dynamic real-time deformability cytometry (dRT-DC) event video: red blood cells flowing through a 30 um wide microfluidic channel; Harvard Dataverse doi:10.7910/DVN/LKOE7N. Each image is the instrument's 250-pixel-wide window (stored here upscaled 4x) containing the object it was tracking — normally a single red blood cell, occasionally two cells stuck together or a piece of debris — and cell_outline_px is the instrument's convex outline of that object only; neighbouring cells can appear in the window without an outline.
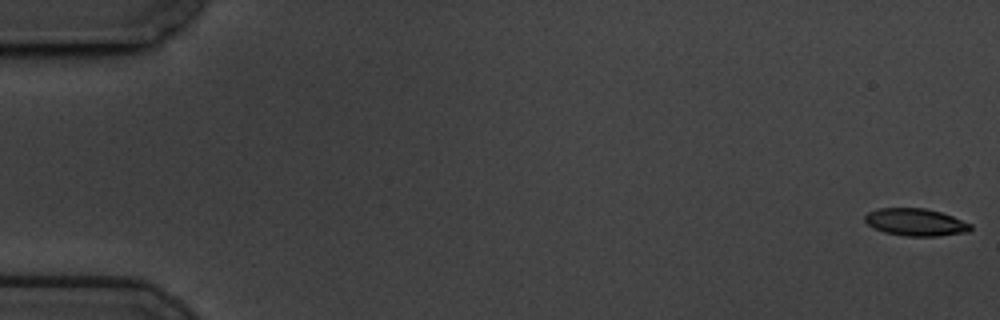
{"species": "common noctule bat (a hibernating species)", "species_latin": "Nyctalus noctula", "temperature_condition": "cold", "stored_images_in_passage": 59, "camera_frame_rate_fps": 3000, "um_per_image_px": 0.085, "animal": {"sex": "male", "body_mass_g": 19.5, "forearm_length_mm": 54.6}, "frame": {"image": 1, "passage_image": 1, "time_ms": 0.0, "image_size_px": [1000, 320], "cell_outline_px": [[972, 228], [968, 232], [940, 236], [904, 236], [884, 232], [872, 228], [864, 220], [864, 216], [868, 212], [876, 208], [924, 208], [940, 212], [952, 216], [972, 224]], "centroid_in_image_um": [77.81, 18.89], "position_along_channel_um": 7.2, "area_um2": 16.99}}
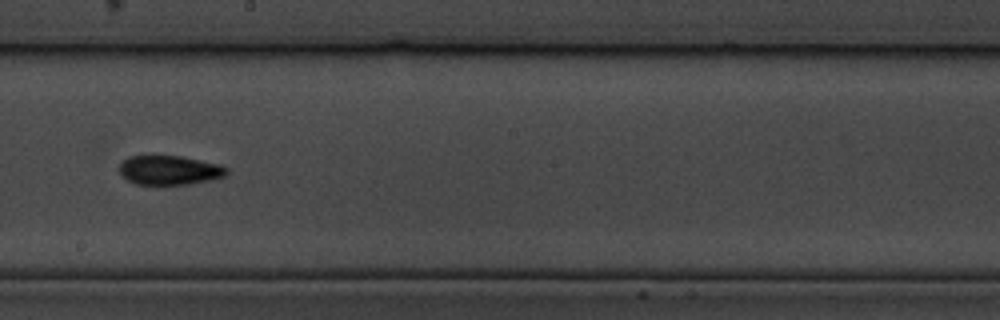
{"frame": {"image": 2, "passage_image": 34, "time_ms": 11.0, "image_size_px": [1000, 320], "cell_outline_px": [[228, 172], [224, 176], [208, 180], [188, 184], [136, 184], [128, 180], [120, 172], [120, 164], [128, 156], [184, 156], [220, 164], [228, 168]], "centroid_in_image_um": [14.43, 14.45], "position_along_channel_um": 233.8, "area_um2": 18.15}}
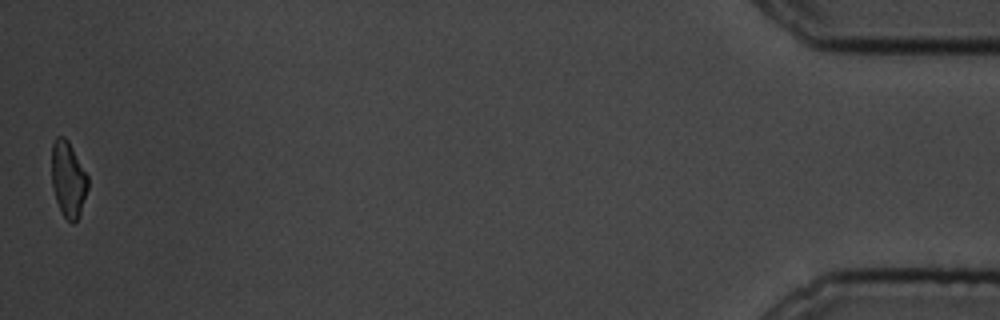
{"frame": {"image": 3, "passage_image": 59, "time_ms": 19.333, "image_size_px": [1000, 320], "cell_outline_px": [[88, 188], [80, 212], [76, 220], [72, 224], [64, 216], [56, 200], [52, 184], [52, 144], [56, 136], [64, 136], [68, 140], [88, 176]], "centroid_in_image_um": [5.79, 15.2], "position_along_channel_um": 429.4, "area_um2": 15.78}, "authors_computed_cell_mechanics": {"area_um2": 17.8602, "velocity_mm_per_s": 3.4182, "shape_relaxation_time_tau1_ms": 5.0462, "shape_relaxation_time_tau2_ms": 7.163, "deformation_change_tau1": 0.1632, "deformation_change_tau2": 0.1359}}